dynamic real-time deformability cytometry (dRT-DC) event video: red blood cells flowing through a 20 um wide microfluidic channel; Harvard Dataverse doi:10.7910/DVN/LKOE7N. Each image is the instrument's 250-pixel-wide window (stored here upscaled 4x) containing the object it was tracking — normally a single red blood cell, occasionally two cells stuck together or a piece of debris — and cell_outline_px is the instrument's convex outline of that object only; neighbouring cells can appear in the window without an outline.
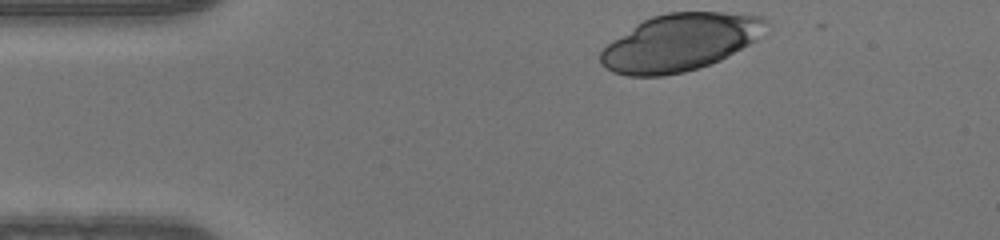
{"species": "human", "species_latin": "Homo sapiens", "temperature_condition": "warm", "stored_images_in_passage": 35, "camera_frame_rate_fps": 3000, "um_per_image_px": 0.085, "donor": {"sex": "male"}, "frame": {"image": 1, "passage_image": 1, "time_ms": 0.0, "image_size_px": [1000, 240], "cell_outline_px": [[768, 24], [756, 40], [720, 60], [684, 72], [664, 76], [628, 76], [612, 72], [600, 64], [600, 52], [612, 40], [636, 24], [652, 16], [668, 12], [724, 12], [760, 16], [768, 20]], "centroid_in_image_um": [57.77, 3.6], "position_along_channel_um": 27.2, "area_um2": 54.85}}
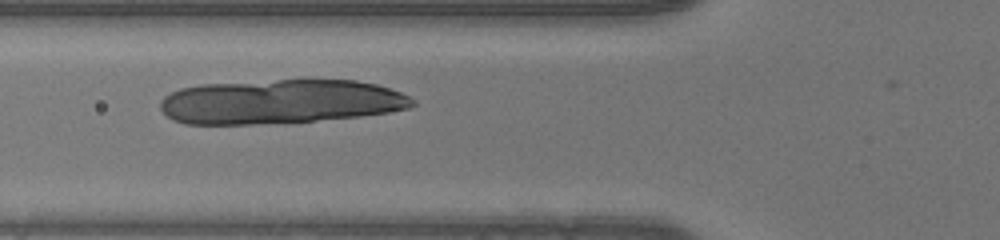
{"frame": {"image": 2, "passage_image": 11, "time_ms": 3.333, "image_size_px": [1000, 240], "cell_outline_px": [[416, 104], [408, 108], [388, 112], [360, 116], [316, 120], [252, 124], [184, 124], [172, 120], [160, 108], [160, 100], [164, 96], [180, 88], [204, 84], [280, 80], [356, 80], [376, 84], [400, 92], [416, 100]], "centroid_in_image_um": [23.82, 8.64], "position_along_channel_um": 102.0, "area_um2": 64.85}}